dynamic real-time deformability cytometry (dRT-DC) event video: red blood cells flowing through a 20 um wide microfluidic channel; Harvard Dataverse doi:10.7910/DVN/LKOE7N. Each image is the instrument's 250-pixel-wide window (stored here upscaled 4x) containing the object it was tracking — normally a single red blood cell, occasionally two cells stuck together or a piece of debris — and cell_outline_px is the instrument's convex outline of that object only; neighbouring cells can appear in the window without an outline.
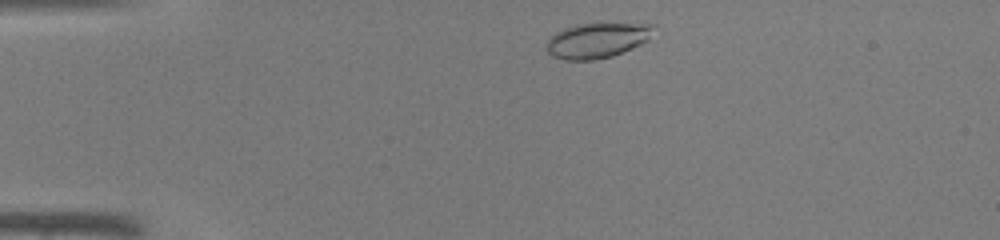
{"species": "common noctule bat (a hibernating species)", "species_latin": "Nyctalus noctula", "temperature_condition": "warm", "stored_images_in_passage": 37, "camera_frame_rate_fps": 3000, "um_per_image_px": 0.085, "animal": {"sex": "male", "body_mass_g": 19.0, "forearm_length_mm": 50.8}, "frame": {"image": 1, "passage_image": 2, "time_ms": 0.333, "image_size_px": [1000, 240], "cell_outline_px": [[656, 24], [648, 40], [632, 48], [612, 56], [592, 60], [564, 60], [552, 56], [548, 52], [548, 40], [556, 32], [564, 28], [576, 24]], "centroid_in_image_um": [50.75, 3.44], "position_along_channel_um": 34.2, "area_um2": 21.62}}
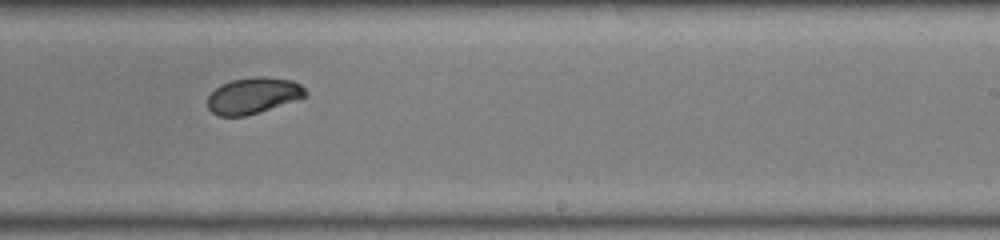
{"frame": {"image": 2, "passage_image": 21, "time_ms": 6.667, "image_size_px": [1000, 240], "cell_outline_px": [[308, 92], [304, 96], [244, 116], [216, 116], [208, 108], [208, 96], [220, 84], [232, 80], [256, 76], [264, 76], [292, 80], [300, 84]], "centroid_in_image_um": [21.47, 8.1], "position_along_channel_um": 267.5, "area_um2": 20.17}}
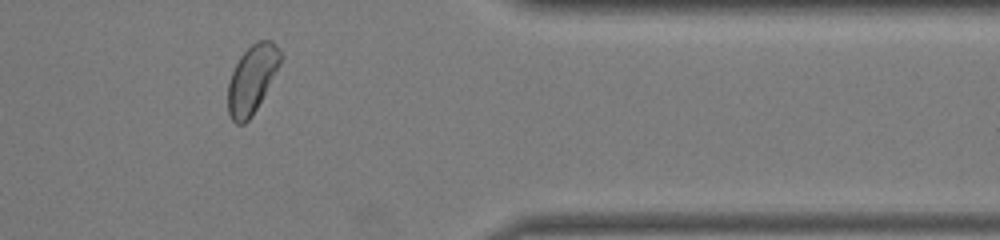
{"frame": {"image": 3, "passage_image": 30, "time_ms": 9.667, "image_size_px": [1000, 240], "cell_outline_px": [[284, 56], [276, 72], [252, 116], [244, 124], [236, 124], [232, 120], [228, 112], [228, 84], [232, 72], [240, 56], [256, 40], [272, 40], [276, 44]], "centroid_in_image_um": [21.43, 6.71], "position_along_channel_um": 390.0, "area_um2": 20.75}}